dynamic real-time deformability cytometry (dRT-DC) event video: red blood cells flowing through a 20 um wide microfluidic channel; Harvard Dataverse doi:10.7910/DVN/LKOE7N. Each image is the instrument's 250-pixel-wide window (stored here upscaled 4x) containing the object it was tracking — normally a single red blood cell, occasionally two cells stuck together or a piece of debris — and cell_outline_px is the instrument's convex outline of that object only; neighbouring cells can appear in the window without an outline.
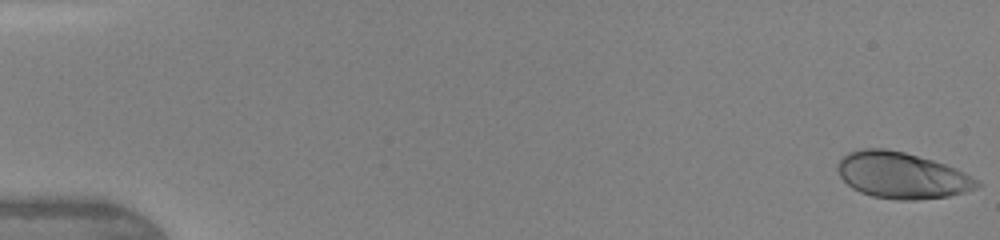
{"species": "human", "species_latin": "Homo sapiens", "temperature_condition": "warm", "stored_images_in_passage": 46, "camera_frame_rate_fps": 3000, "um_per_image_px": 0.085, "donor": {"sex": "female"}, "frame": {"image": 1, "passage_image": 1, "time_ms": 0.0, "image_size_px": [1000, 240], "cell_outline_px": [[984, 184], [976, 188], [964, 192], [948, 196], [916, 200], [900, 200], [872, 196], [860, 192], [852, 188], [840, 176], [836, 168], [836, 164], [848, 152], [864, 148], [884, 148], [904, 152], [932, 160], [956, 168], [980, 180]], "centroid_in_image_um": [76.67, 14.91], "position_along_channel_um": 8.3, "area_um2": 37.63}}
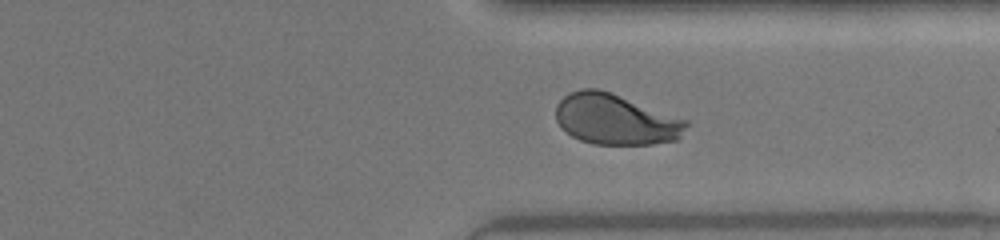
{"frame": {"image": 2, "passage_image": 36, "time_ms": 11.667, "image_size_px": [1000, 240], "cell_outline_px": [[688, 124], [680, 136], [676, 140], [652, 144], [592, 144], [580, 140], [572, 136], [560, 128], [556, 120], [556, 104], [564, 96], [580, 88], [600, 88], [688, 120]], "centroid_in_image_um": [52.29, 10.14], "position_along_channel_um": 359.1, "area_um2": 38.61}}
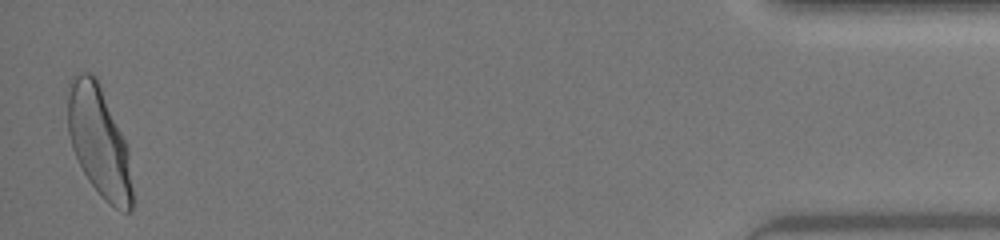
{"frame": {"image": 3, "passage_image": 46, "time_ms": 15.0, "image_size_px": [1000, 240], "cell_outline_px": [[132, 208], [128, 212], [124, 212], [108, 204], [100, 196], [88, 180], [72, 148], [68, 132], [68, 84], [72, 76], [80, 72], [92, 72], [96, 76], [128, 148], [132, 188]], "centroid_in_image_um": [8.4, 12.03], "position_along_channel_um": 426.8, "area_um2": 41.38}, "authors_computed_cell_mechanics": {"area_um2": 38.1191, "velocity_mm_per_s": 4.3764, "shape_relaxation_time_tau1_ms": 3.5721, "shape_relaxation_time_tau2_ms": null, "deformation_change_tau1": 0.1772, "deformation_change_tau2": null}}